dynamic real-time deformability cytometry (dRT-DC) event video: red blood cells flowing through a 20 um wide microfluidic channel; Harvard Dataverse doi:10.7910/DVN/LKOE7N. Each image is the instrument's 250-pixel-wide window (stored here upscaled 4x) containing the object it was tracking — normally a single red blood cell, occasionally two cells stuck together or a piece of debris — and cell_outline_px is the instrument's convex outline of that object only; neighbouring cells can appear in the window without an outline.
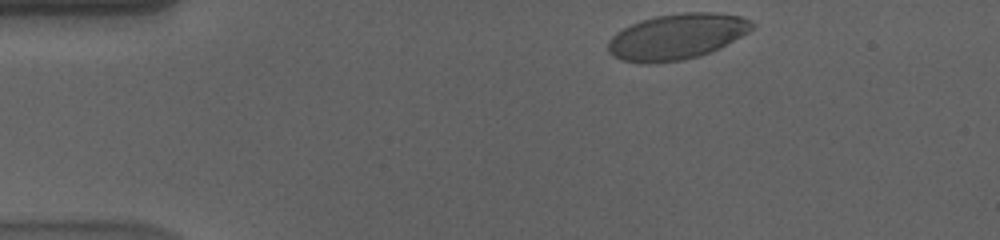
{"species": "human", "species_latin": "Homo sapiens", "temperature_condition": "cold", "stored_images_in_passage": 41, "camera_frame_rate_fps": 3000, "um_per_image_px": 0.085, "donor": {"sex": "male"}, "frame": {"image": 1, "passage_image": 1, "time_ms": 0.0, "image_size_px": [1000, 240], "cell_outline_px": [[756, 24], [748, 32], [720, 48], [700, 56], [684, 60], [656, 64], [640, 64], [620, 60], [612, 56], [608, 52], [608, 40], [616, 32], [640, 20], [656, 16], [684, 12], [712, 12], [740, 16]], "centroid_in_image_um": [57.49, 3.13], "position_along_channel_um": 27.5, "area_um2": 38.67}}
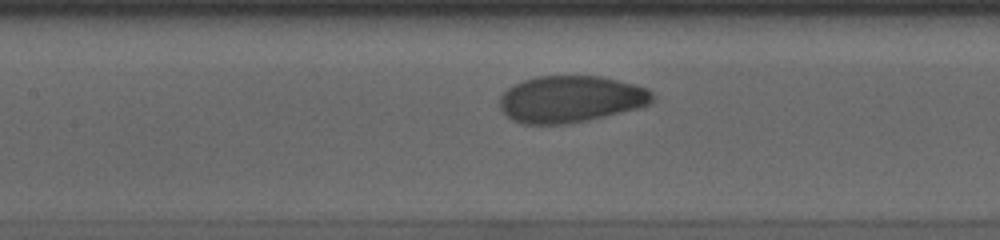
{"frame": {"image": 2, "passage_image": 18, "time_ms": 5.667, "image_size_px": [1000, 240], "cell_outline_px": [[652, 100], [648, 104], [636, 108], [588, 120], [568, 124], [524, 124], [512, 120], [500, 108], [500, 96], [512, 84], [536, 76], [600, 76], [648, 88], [652, 92]], "centroid_in_image_um": [48.46, 8.42], "position_along_channel_um": 158.9, "area_um2": 41.33}}
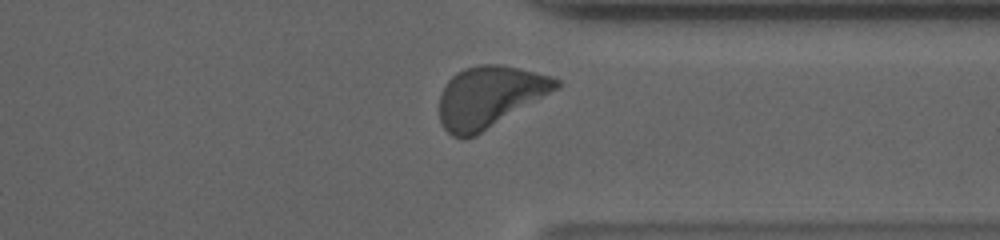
{"frame": {"image": 3, "passage_image": 36, "time_ms": 11.667, "image_size_px": [1000, 240], "cell_outline_px": [[560, 88], [476, 136], [464, 140], [460, 140], [452, 136], [440, 124], [440, 92], [448, 80], [456, 72], [464, 68], [480, 64], [500, 64], [552, 76], [560, 80]], "centroid_in_image_um": [41.59, 8.25], "position_along_channel_um": 369.8, "area_um2": 42.14}, "authors_computed_cell_mechanics": {"area_um2": 40.5178, "velocity_mm_per_s": 3.5385, "shape_relaxation_time_tau1_ms": 3.8469, "shape_relaxation_time_tau2_ms": 1.7867, "deformation_change_tau1": 0.1574, "deformation_change_tau2": 0.0486}}